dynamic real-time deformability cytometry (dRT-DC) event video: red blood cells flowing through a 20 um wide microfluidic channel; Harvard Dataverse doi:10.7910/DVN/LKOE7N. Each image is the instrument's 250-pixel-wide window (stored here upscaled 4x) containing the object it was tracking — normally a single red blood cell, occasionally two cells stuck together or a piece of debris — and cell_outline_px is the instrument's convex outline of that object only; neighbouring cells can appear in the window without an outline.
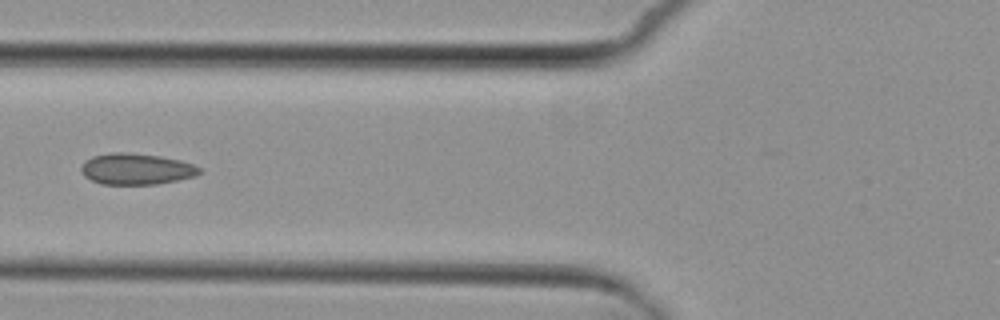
{"species": "common noctule bat (a hibernating species)", "species_latin": "Nyctalus noctula", "temperature_condition": "cold", "stored_images_in_passage": 6, "camera_frame_rate_fps": 3000, "um_per_image_px": 0.085, "animal": {"sex": "female", "body_mass_g": 29.2, "forearm_length_mm": 56.3}, "frame": {"image": 1, "passage_image": 6, "time_ms": 7.0, "image_size_px": [1000, 320], "cell_outline_px": [[200, 172], [196, 176], [156, 184], [100, 184], [84, 176], [80, 172], [80, 168], [84, 160], [92, 156], [112, 152], [124, 152], [160, 156], [180, 160], [192, 164], [200, 168]], "centroid_in_image_um": [11.53, 14.36], "position_along_channel_um": 114.3, "area_um2": 21.5}}